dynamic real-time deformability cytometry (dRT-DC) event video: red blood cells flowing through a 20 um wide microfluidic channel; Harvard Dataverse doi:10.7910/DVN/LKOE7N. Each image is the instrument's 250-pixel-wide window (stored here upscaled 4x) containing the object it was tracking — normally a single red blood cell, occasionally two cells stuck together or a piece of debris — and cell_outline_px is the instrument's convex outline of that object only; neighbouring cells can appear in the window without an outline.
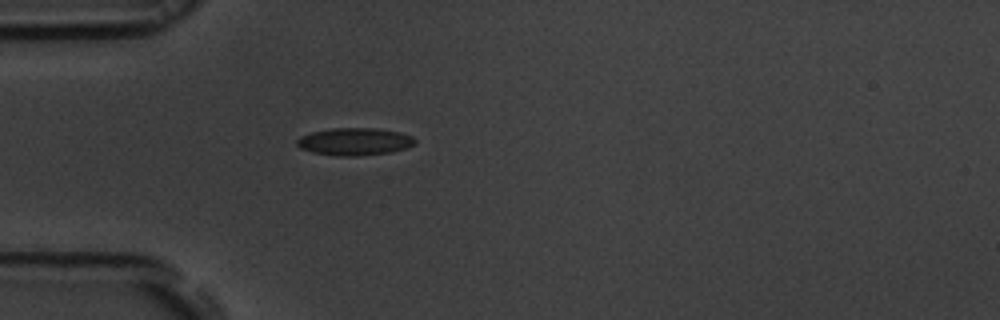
{"species": "common noctule bat (a hibernating species)", "species_latin": "Nyctalus noctula", "temperature_condition": "room temperature", "stored_images_in_passage": 40, "camera_frame_rate_fps": 3000, "um_per_image_px": 0.085, "animal": {"sex": "male", "body_mass_g": 19.5, "forearm_length_mm": 54.6}, "frame": {"image": 1, "passage_image": 1, "time_ms": 0.0, "image_size_px": [1000, 320], "cell_outline_px": [[416, 144], [392, 152], [356, 156], [336, 156], [312, 152], [300, 148], [296, 144], [296, 140], [300, 136], [312, 132], [332, 128], [376, 128], [400, 132], [412, 136], [416, 140]], "centroid_in_image_um": [30.13, 12.03], "position_along_channel_um": 54.9, "area_um2": 18.96}}
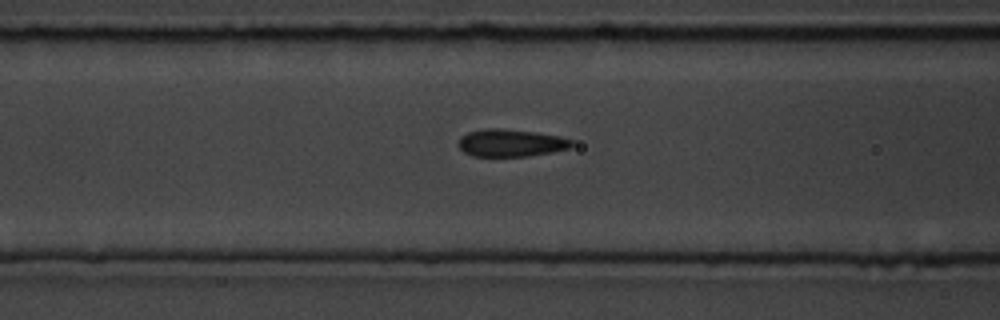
{"frame": {"image": 2, "passage_image": 7, "time_ms": 2.0, "image_size_px": [1000, 320], "cell_outline_px": [[572, 144], [568, 148], [552, 152], [528, 156], [472, 156], [464, 152], [460, 148], [460, 136], [468, 132], [484, 128], [496, 128], [536, 132], [560, 136], [572, 140]], "centroid_in_image_um": [43.41, 12.14], "position_along_channel_um": 123.2, "area_um2": 17.98}}
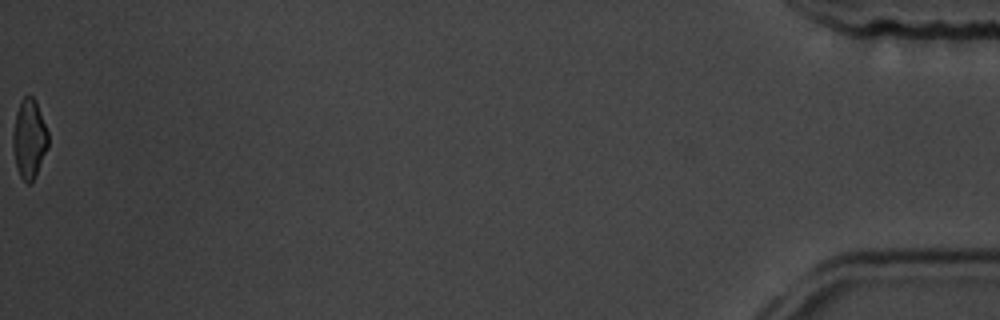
{"frame": {"image": 3, "passage_image": 40, "time_ms": 13.0, "image_size_px": [1000, 320], "cell_outline_px": [[48, 148], [32, 180], [28, 184], [20, 176], [16, 164], [12, 144], [12, 132], [16, 112], [20, 100], [24, 96], [32, 96], [36, 100], [48, 132]], "centroid_in_image_um": [2.47, 11.74], "position_along_channel_um": 432.7, "area_um2": 16.13}, "authors_computed_cell_mechanics": {"area_um2": 18.0336, "velocity_mm_per_s": 3.7498, "shape_relaxation_time_tau1_ms": 2.7142, "shape_relaxation_time_tau2_ms": 0.9355, "deformation_change_tau1": 0.1193, "deformation_change_tau2": 0.073}}